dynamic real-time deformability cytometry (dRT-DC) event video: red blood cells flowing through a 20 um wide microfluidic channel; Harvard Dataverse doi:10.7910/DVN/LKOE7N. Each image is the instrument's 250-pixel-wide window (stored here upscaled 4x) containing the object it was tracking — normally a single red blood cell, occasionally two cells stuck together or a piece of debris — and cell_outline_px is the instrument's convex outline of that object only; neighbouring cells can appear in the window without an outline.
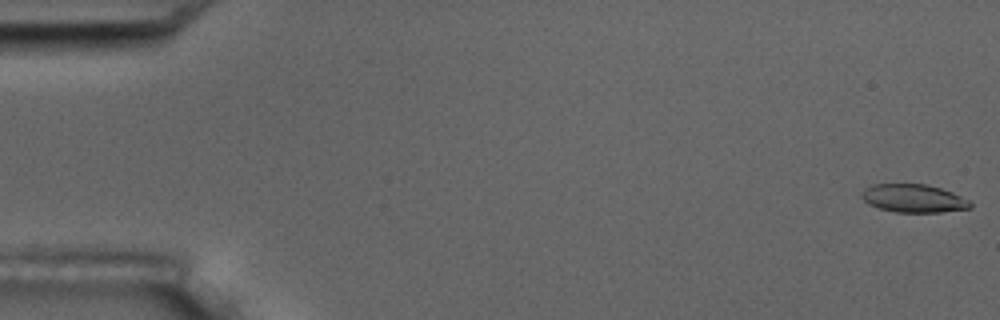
{"species": "common noctule bat (a hibernating species)", "species_latin": "Nyctalus noctula", "temperature_condition": "room temperature", "stored_images_in_passage": 6, "camera_frame_rate_fps": 3000, "um_per_image_px": 0.085, "animal": {"sex": "male", "body_mass_g": 17.5, "forearm_length_mm": 52.3}, "frame": {"image": 1, "passage_image": 1, "time_ms": 0.0, "image_size_px": [1000, 320], "cell_outline_px": [[972, 208], [940, 212], [896, 212], [880, 208], [868, 204], [860, 196], [860, 192], [864, 188], [872, 184], [924, 184], [940, 188], [952, 192], [968, 200], [972, 204]], "centroid_in_image_um": [77.62, 16.86], "position_along_channel_um": 7.4, "area_um2": 17.8}}
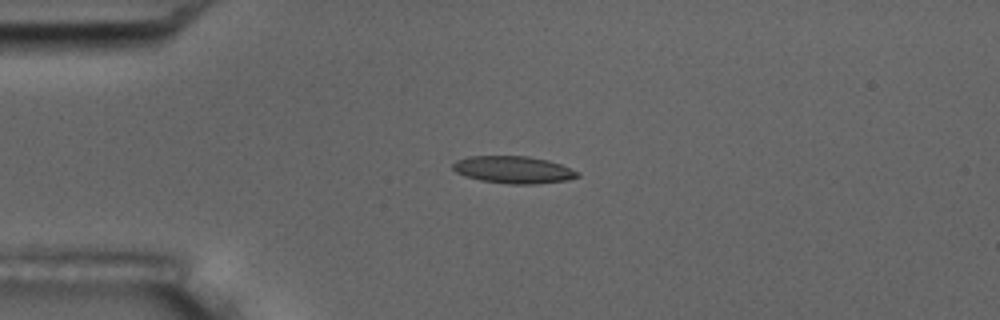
{"frame": {"image": 2, "passage_image": 4, "time_ms": 4.333, "image_size_px": [1000, 320], "cell_outline_px": [[580, 176], [568, 180], [536, 184], [512, 184], [480, 180], [464, 176], [456, 172], [452, 168], [452, 164], [456, 160], [468, 156], [528, 156], [548, 160], [560, 164], [580, 172]], "centroid_in_image_um": [43.64, 14.42], "position_along_channel_um": 41.4, "area_um2": 19.88}}